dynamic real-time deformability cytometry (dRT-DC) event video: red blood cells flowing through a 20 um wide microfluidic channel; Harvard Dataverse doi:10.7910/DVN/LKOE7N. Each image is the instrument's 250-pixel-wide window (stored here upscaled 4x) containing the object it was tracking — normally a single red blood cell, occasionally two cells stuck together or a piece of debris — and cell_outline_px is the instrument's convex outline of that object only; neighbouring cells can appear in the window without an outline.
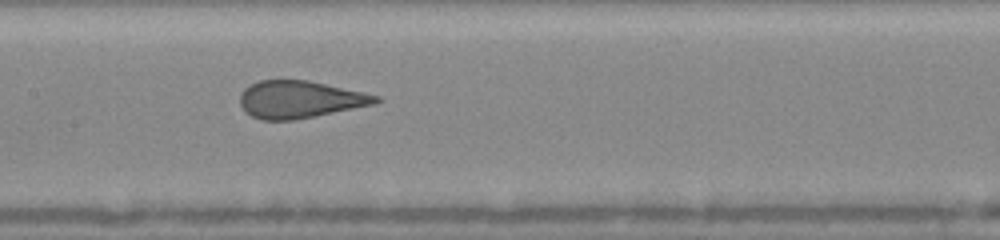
{"species": "human", "species_latin": "Homo sapiens", "temperature_condition": "warm", "stored_images_in_passage": 32, "camera_frame_rate_fps": 3000, "um_per_image_px": 0.085, "donor": {"sex": "female"}, "frame": {"image": 1, "passage_image": 16, "time_ms": 7.667, "image_size_px": [1000, 240], "cell_outline_px": [[384, 100], [372, 104], [292, 120], [260, 120], [244, 112], [240, 104], [240, 92], [244, 88], [260, 80], [308, 80], [364, 92], [380, 96]], "centroid_in_image_um": [25.45, 8.44], "position_along_channel_um": 182.0, "area_um2": 29.3}}